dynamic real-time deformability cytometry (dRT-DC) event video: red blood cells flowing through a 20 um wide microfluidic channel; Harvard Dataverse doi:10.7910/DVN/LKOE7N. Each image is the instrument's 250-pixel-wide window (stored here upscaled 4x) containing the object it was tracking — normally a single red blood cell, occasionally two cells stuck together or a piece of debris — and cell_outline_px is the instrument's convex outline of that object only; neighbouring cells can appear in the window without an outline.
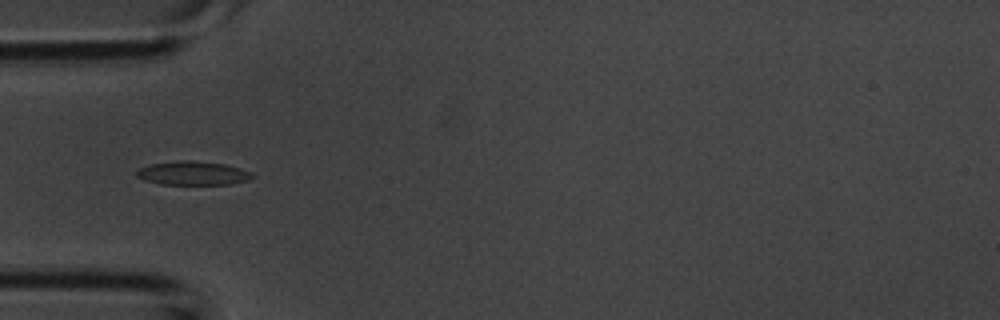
{"species": "common noctule bat (a hibernating species)", "species_latin": "Nyctalus noctula", "temperature_condition": "room temperature", "stored_images_in_passage": 39, "camera_frame_rate_fps": 3000, "um_per_image_px": 0.085, "animal": {"sex": "male", "body_mass_g": 20.1, "forearm_length_mm": 53.5}, "frame": {"image": 1, "passage_image": 12, "time_ms": 3.667, "image_size_px": [1000, 320], "cell_outline_px": [[256, 176], [248, 180], [232, 184], [160, 184], [144, 180], [136, 176], [136, 172], [140, 168], [148, 164], [180, 160], [192, 160], [224, 164], [240, 168], [252, 172]], "centroid_in_image_um": [16.4, 14.72], "position_along_channel_um": 68.6, "area_um2": 16.13}}
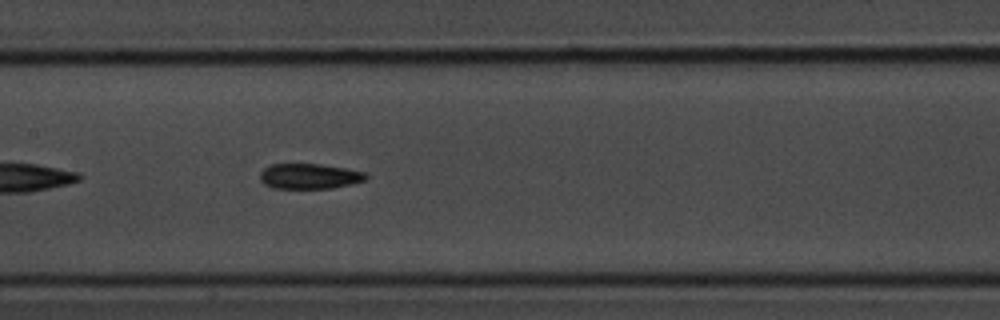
{"frame": {"image": 2, "passage_image": 19, "time_ms": 6.0, "image_size_px": [1000, 320], "cell_outline_px": [[368, 176], [364, 180], [332, 188], [272, 188], [264, 184], [260, 180], [260, 172], [264, 168], [272, 164], [320, 164], [344, 168], [364, 172]], "centroid_in_image_um": [26.25, 14.98], "position_along_channel_um": 181.2, "area_um2": 15.43}}
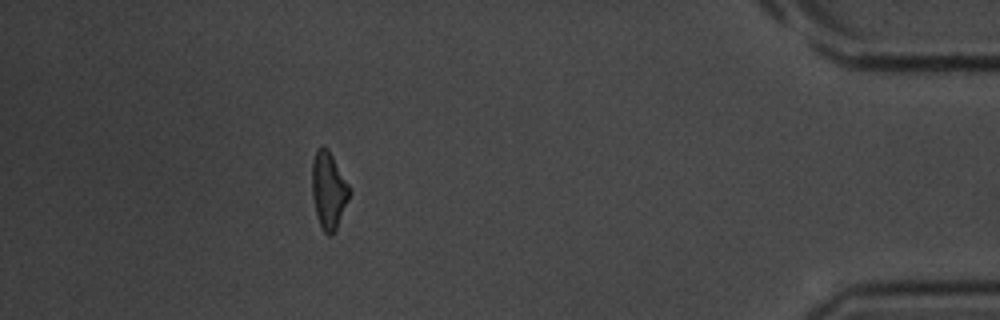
{"frame": {"image": 3, "passage_image": 39, "time_ms": 12.667, "image_size_px": [1000, 320], "cell_outline_px": [[352, 192], [336, 228], [328, 236], [324, 232], [320, 224], [316, 212], [312, 196], [312, 164], [316, 148], [320, 144], [324, 144], [328, 148], [352, 188]], "centroid_in_image_um": [27.95, 16.08], "position_along_channel_um": 407.3, "area_um2": 16.99}}